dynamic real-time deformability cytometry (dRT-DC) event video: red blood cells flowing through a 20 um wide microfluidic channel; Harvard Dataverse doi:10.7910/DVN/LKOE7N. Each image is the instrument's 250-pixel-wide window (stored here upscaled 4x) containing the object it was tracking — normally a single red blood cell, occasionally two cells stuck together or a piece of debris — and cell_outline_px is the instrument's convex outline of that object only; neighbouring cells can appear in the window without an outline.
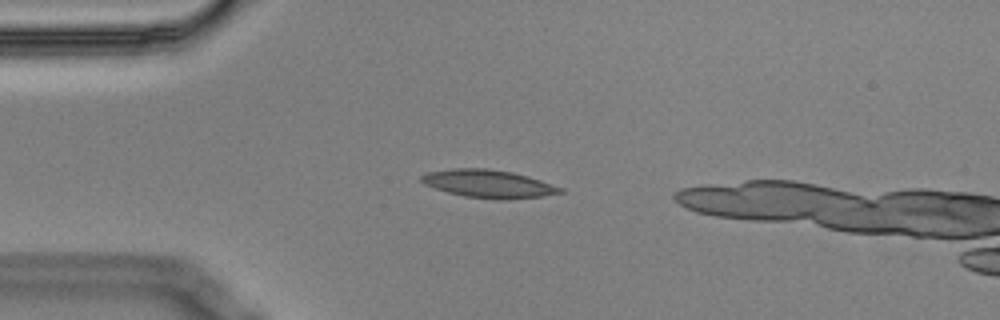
{"species": "Egyptian fruit bat (a non-hibernating species)", "species_latin": "Rousettus aegyptiacus", "temperature_condition": "cold", "stored_images_in_passage": 3, "camera_frame_rate_fps": 3000, "um_per_image_px": 0.085, "animal": {"sex": "male"}, "frame": {"image": 1, "passage_image": 2, "time_ms": 0.333, "image_size_px": [1000, 320], "cell_outline_px": [[564, 192], [544, 196], [504, 200], [500, 200], [464, 196], [448, 192], [424, 184], [420, 180], [420, 176], [428, 172], [452, 168], [488, 168], [512, 172], [528, 176], [564, 188]], "centroid_in_image_um": [41.54, 15.62], "position_along_channel_um": 43.5, "area_um2": 22.66}}